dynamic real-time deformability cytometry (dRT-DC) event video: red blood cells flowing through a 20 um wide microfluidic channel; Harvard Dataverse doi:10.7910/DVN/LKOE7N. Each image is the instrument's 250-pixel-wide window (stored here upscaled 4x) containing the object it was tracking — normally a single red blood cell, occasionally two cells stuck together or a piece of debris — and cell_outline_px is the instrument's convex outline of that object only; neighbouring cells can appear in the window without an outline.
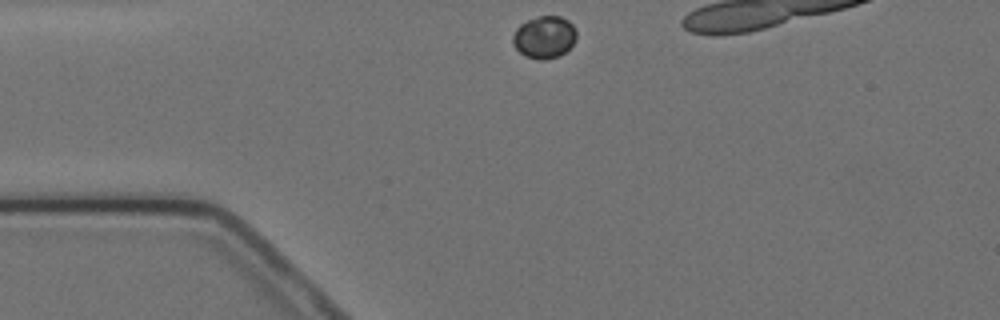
{"species": "Egyptian fruit bat (a non-hibernating species)", "species_latin": "Rousettus aegyptiacus", "temperature_condition": "cold", "stored_images_in_passage": 3, "camera_frame_rate_fps": 3000, "um_per_image_px": 0.085, "animal": {"sex": "female"}, "frame": {"image": 1, "passage_image": 1, "time_ms": 0.0, "image_size_px": [1000, 320], "cell_outline_px": [[576, 40], [560, 56], [544, 60], [540, 60], [524, 56], [512, 44], [512, 36], [516, 28], [520, 24], [528, 20], [540, 16], [560, 16], [568, 20], [576, 28]], "centroid_in_image_um": [46.26, 3.16], "position_along_channel_um": 38.7, "area_um2": 15.78}}